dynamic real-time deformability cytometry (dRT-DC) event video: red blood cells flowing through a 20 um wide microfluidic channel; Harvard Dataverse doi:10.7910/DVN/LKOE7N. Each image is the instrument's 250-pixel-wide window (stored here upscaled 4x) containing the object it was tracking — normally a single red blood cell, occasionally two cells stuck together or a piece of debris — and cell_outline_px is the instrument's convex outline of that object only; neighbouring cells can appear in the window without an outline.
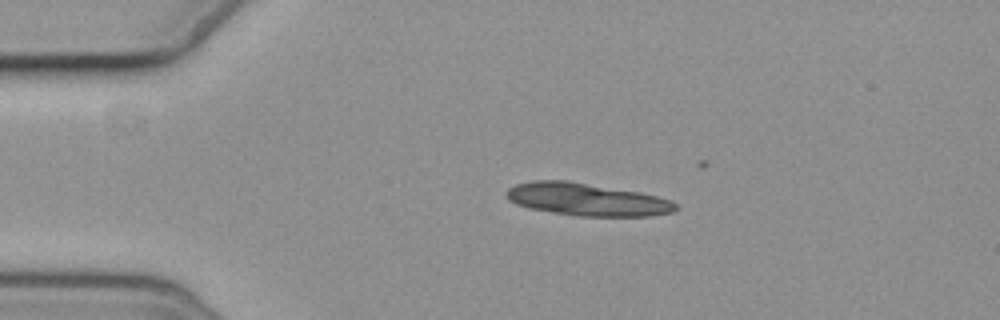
{"species": "common noctule bat (a hibernating species)", "species_latin": "Nyctalus noctula", "temperature_condition": "cold", "stored_images_in_passage": 4, "camera_frame_rate_fps": 3000, "um_per_image_px": 0.085, "animal": {"sex": "female", "body_mass_g": 19.3, "forearm_length_mm": 54.1}, "frame": {"image": 1, "passage_image": 1, "time_ms": 0.0, "image_size_px": [1000, 320], "cell_outline_px": [[680, 208], [672, 212], [648, 216], [580, 216], [528, 208], [516, 204], [508, 200], [504, 192], [508, 188], [516, 184], [532, 180], [568, 180], [640, 192], [656, 196], [668, 200], [676, 204]], "centroid_in_image_um": [49.84, 16.94], "position_along_channel_um": 35.2, "area_um2": 32.14}}